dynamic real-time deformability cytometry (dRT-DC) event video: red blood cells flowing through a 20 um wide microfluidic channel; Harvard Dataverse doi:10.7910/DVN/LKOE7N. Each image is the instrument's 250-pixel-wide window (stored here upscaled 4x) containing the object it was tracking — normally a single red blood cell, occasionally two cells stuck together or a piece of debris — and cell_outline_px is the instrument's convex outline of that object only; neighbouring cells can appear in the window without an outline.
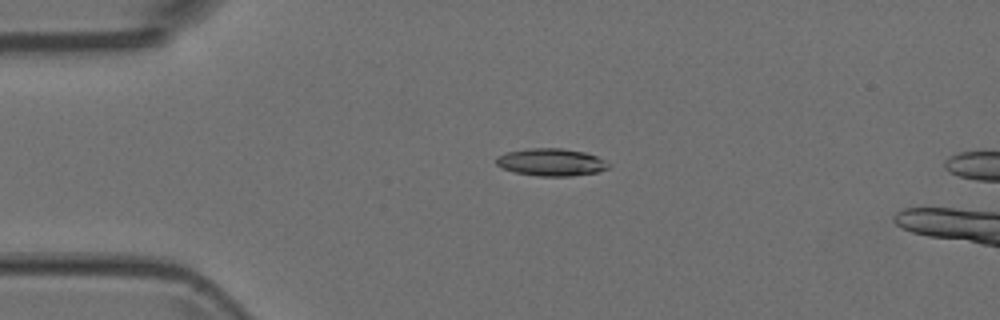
{"species": "Egyptian fruit bat (a non-hibernating species)", "species_latin": "Rousettus aegyptiacus", "temperature_condition": "room temperature", "stored_images_in_passage": 6, "camera_frame_rate_fps": 3000, "um_per_image_px": 0.085, "animal": {"sex": "female"}, "frame": {"image": 1, "passage_image": 4, "time_ms": 1.0, "image_size_px": [1000, 320], "cell_outline_px": [[612, 164], [608, 168], [596, 172], [572, 176], [536, 176], [516, 172], [504, 168], [496, 164], [496, 156], [508, 152], [528, 148], [560, 148], [584, 152], [596, 156]], "centroid_in_image_um": [46.86, 13.78], "position_along_channel_um": 38.1, "area_um2": 17.86}}